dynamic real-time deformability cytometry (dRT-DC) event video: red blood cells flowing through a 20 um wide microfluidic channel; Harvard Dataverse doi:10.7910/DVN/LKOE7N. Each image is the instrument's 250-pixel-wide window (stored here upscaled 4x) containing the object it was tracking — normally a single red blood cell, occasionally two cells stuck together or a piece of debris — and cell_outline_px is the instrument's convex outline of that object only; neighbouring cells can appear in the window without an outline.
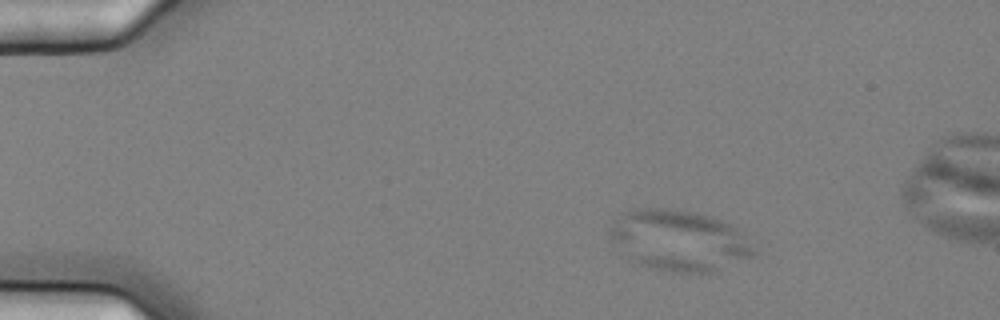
{"species": "common noctule bat (a hibernating species)", "species_latin": "Nyctalus noctula", "temperature_condition": "cold", "stored_images_in_passage": 5, "camera_frame_rate_fps": 3000, "um_per_image_px": 0.085, "animal": {"sex": "female", "body_mass_g": 25.1}, "frame": {"image": 1, "passage_image": 2, "time_ms": 0.333, "image_size_px": [1000, 320], "cell_outline_px": [[760, 252], [752, 256], [716, 272], [672, 272], [648, 268], [624, 256], [612, 244], [608, 236], [608, 228], [616, 216], [620, 212], [632, 208], [664, 208], [692, 212], [712, 216], [736, 228]], "centroid_in_image_um": [57.65, 20.44], "position_along_channel_um": 27.4, "area_um2": 51.85}}